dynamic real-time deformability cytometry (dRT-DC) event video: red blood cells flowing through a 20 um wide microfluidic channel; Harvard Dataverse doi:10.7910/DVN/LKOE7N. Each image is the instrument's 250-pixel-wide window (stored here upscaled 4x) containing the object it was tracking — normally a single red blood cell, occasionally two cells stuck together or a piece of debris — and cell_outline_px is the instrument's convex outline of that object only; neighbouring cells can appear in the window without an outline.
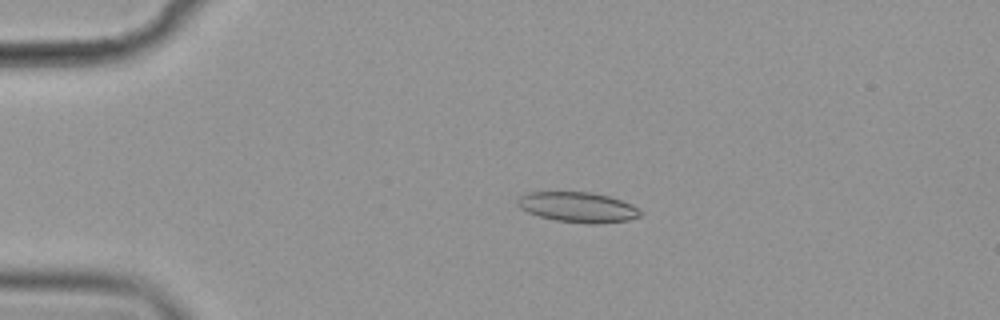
{"species": "common noctule bat (a hibernating species)", "species_latin": "Nyctalus noctula", "temperature_condition": "cold", "stored_images_in_passage": 48, "camera_frame_rate_fps": 3000, "um_per_image_px": 0.085, "animal": {"sex": "female", "body_mass_g": 19.9}, "frame": {"image": 1, "passage_image": 4, "time_ms": 1.0, "image_size_px": [1000, 320], "cell_outline_px": [[644, 212], [640, 216], [628, 220], [600, 224], [588, 224], [556, 220], [540, 216], [528, 212], [520, 208], [516, 204], [516, 200], [524, 192], [592, 192], [608, 196], [632, 204], [640, 208]], "centroid_in_image_um": [49.14, 17.61], "position_along_channel_um": 35.9, "area_um2": 21.85}}
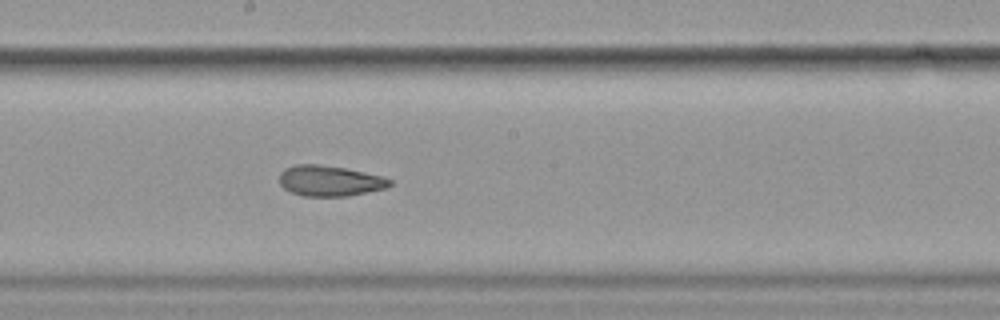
{"frame": {"image": 2, "passage_image": 23, "time_ms": 7.333, "image_size_px": [1000, 320], "cell_outline_px": [[392, 184], [388, 188], [348, 196], [304, 196], [292, 192], [284, 188], [280, 184], [280, 172], [284, 168], [296, 164], [320, 164], [344, 168], [384, 176], [392, 180]], "centroid_in_image_um": [28.05, 15.37], "position_along_channel_um": 220.1, "area_um2": 19.83}}
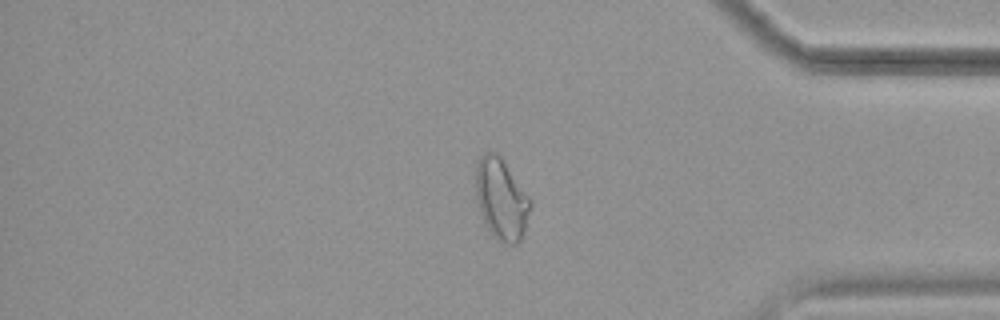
{"frame": {"image": 3, "passage_image": 39, "time_ms": 12.667, "image_size_px": [1000, 320], "cell_outline_px": [[532, 204], [524, 232], [520, 240], [516, 244], [508, 244], [500, 240], [488, 228], [480, 212], [476, 196], [476, 164], [480, 156], [484, 152], [496, 152], [500, 156], [532, 200]], "centroid_in_image_um": [42.62, 16.89], "position_along_channel_um": 392.6, "area_um2": 25.55}, "authors_computed_cell_mechanics": {"area_um2": 21.7617, "velocity_mm_per_s": 3.594, "shape_relaxation_time_tau1_ms": 9.6656, "shape_relaxation_time_tau2_ms": 2.4456, "deformation_change_tau1": 0.1797, "deformation_change_tau2": 0.0872}}